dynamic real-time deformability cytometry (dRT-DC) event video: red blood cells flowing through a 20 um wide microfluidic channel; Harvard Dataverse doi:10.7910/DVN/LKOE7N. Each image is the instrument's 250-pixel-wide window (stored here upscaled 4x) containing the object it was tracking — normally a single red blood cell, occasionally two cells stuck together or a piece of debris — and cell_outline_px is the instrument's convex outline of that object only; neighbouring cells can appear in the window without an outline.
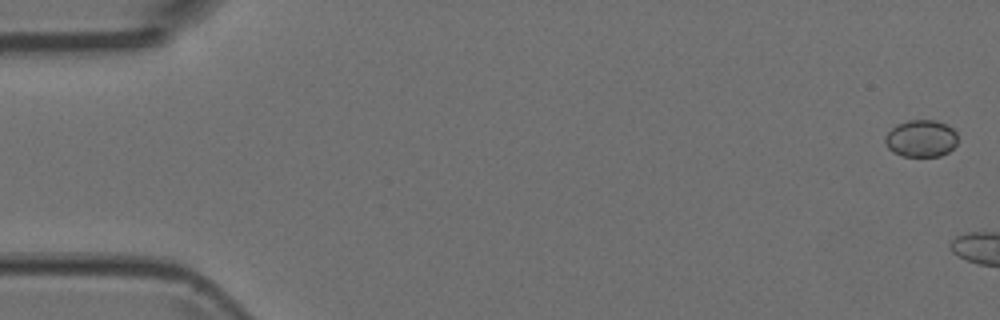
{"species": "Egyptian fruit bat (a non-hibernating species)", "species_latin": "Rousettus aegyptiacus", "temperature_condition": "room temperature", "stored_images_in_passage": 3, "camera_frame_rate_fps": 3000, "um_per_image_px": 0.085, "animal": {"sex": "female"}, "frame": {"image": 1, "passage_image": 1, "time_ms": 0.0, "image_size_px": [1000, 320], "cell_outline_px": [[956, 144], [948, 152], [940, 156], [900, 156], [892, 152], [888, 148], [884, 140], [884, 136], [896, 124], [908, 120], [936, 120], [952, 128], [956, 132]], "centroid_in_image_um": [78.26, 11.77], "position_along_channel_um": 6.7, "area_um2": 15.72}}